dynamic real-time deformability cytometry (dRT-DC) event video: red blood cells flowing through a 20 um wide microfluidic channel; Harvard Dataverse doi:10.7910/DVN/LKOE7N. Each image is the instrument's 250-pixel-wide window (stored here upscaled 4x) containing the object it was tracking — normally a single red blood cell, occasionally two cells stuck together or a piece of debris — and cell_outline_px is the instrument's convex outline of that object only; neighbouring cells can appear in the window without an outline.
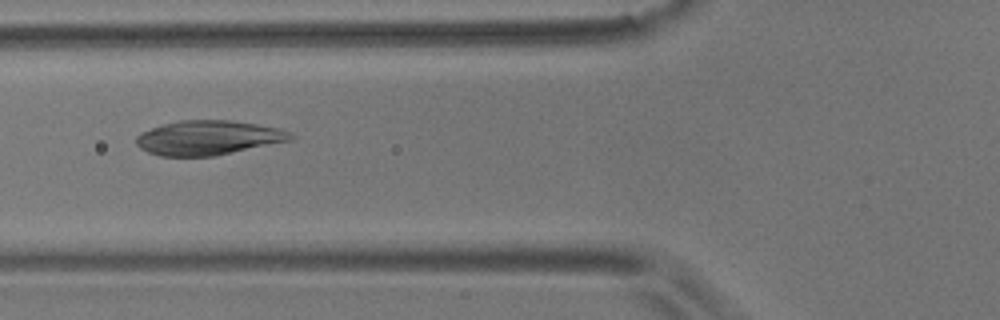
{"species": "common noctule bat (a hibernating species)", "species_latin": "Nyctalus noctula", "temperature_condition": "room temperature", "stored_images_in_passage": 16, "camera_frame_rate_fps": 3000, "um_per_image_px": 0.085, "animal": {"sex": "male", "body_mass_g": 17.9}, "frame": {"image": 1, "passage_image": 6, "time_ms": 6.667, "image_size_px": [1000, 320], "cell_outline_px": [[296, 136], [292, 140], [216, 156], [160, 156], [148, 152], [140, 148], [136, 144], [136, 136], [140, 132], [164, 124], [180, 120], [228, 120], [256, 124], [280, 128], [292, 132]], "centroid_in_image_um": [17.73, 11.71], "position_along_channel_um": 108.1, "area_um2": 31.15}}
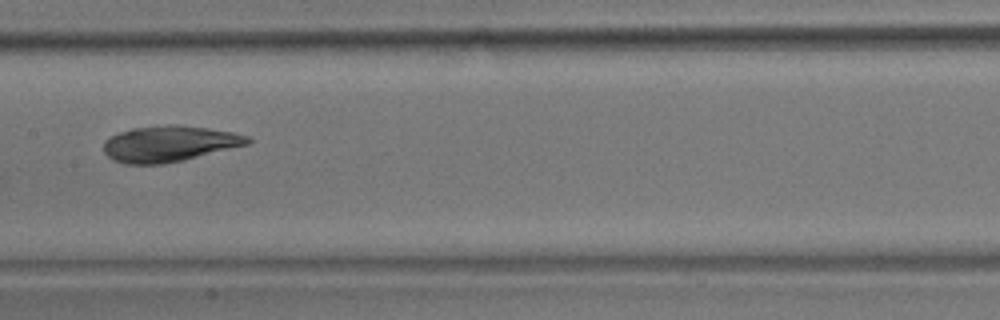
{"frame": {"image": 2, "passage_image": 8, "time_ms": 9.0, "image_size_px": [1000, 320], "cell_outline_px": [[252, 140], [248, 144], [184, 160], [164, 164], [124, 164], [112, 160], [104, 152], [104, 140], [120, 132], [132, 128], [168, 124], [176, 124], [208, 128], [232, 132], [248, 136]], "centroid_in_image_um": [14.37, 12.22], "position_along_channel_um": 193.0, "area_um2": 30.17}}
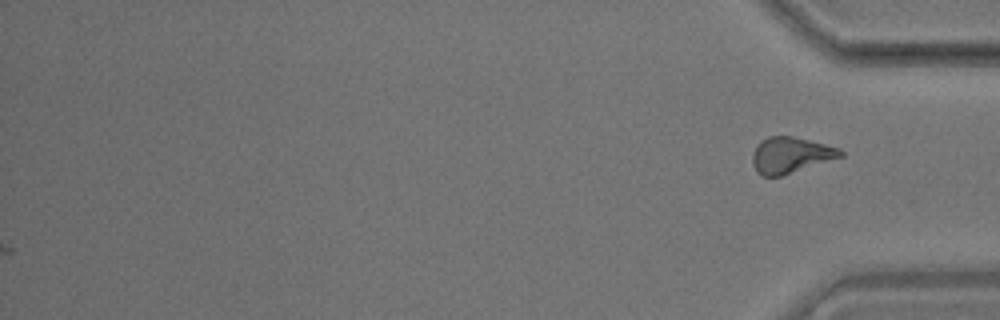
{"frame": {"image": 3, "passage_image": 16, "time_ms": 19.0, "image_size_px": [1000, 320], "cell_outline_px": [[844, 156], [780, 176], [760, 176], [756, 172], [752, 164], [752, 152], [756, 144], [760, 140], [768, 136], [792, 136], [840, 148], [844, 152]], "centroid_in_image_um": [67.16, 13.18], "position_along_channel_um": 368.0, "area_um2": 18.55}}